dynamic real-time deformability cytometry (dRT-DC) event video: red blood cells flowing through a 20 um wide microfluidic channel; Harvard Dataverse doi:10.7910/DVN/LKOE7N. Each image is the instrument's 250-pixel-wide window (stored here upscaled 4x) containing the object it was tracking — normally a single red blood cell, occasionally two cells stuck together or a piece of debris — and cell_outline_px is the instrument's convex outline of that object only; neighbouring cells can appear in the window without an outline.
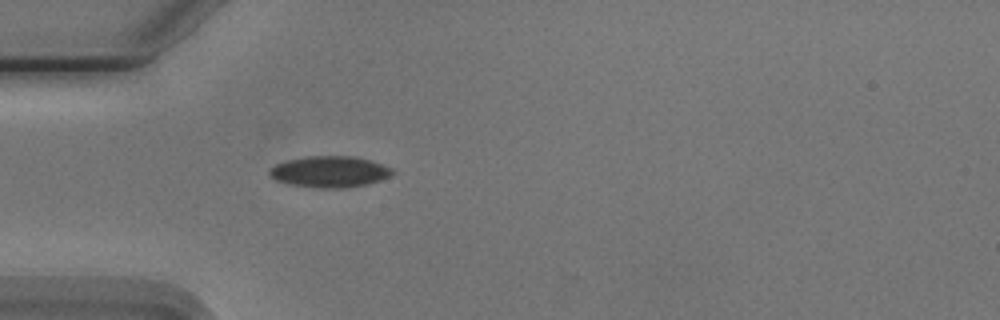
{"species": "Egyptian fruit bat (a non-hibernating species)", "species_latin": "Rousettus aegyptiacus", "temperature_condition": "cold", "stored_images_in_passage": 39, "camera_frame_rate_fps": 3000, "um_per_image_px": 0.085, "animal": {"sex": "male"}, "frame": {"image": 1, "passage_image": 1, "time_ms": 0.0, "image_size_px": [1000, 320], "cell_outline_px": [[396, 172], [380, 180], [368, 184], [348, 188], [320, 188], [288, 184], [276, 180], [268, 172], [276, 164], [288, 160], [308, 156], [352, 156], [368, 160], [392, 168]], "centroid_in_image_um": [28.03, 14.61], "position_along_channel_um": 57.0, "area_um2": 22.2}}
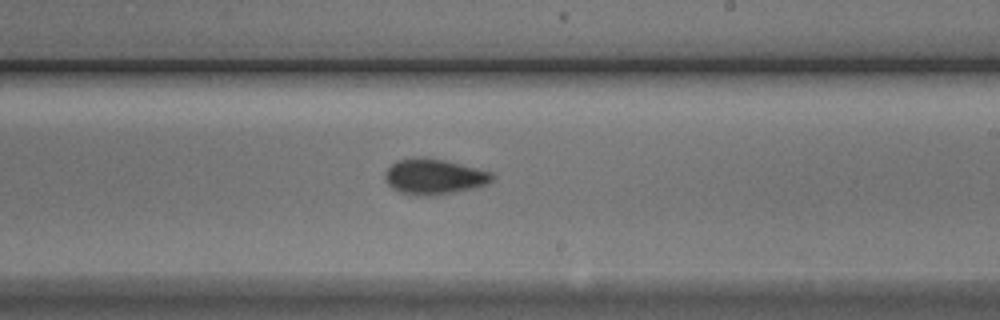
{"frame": {"image": 2, "passage_image": 17, "time_ms": 5.333, "image_size_px": [1000, 320], "cell_outline_px": [[496, 176], [488, 184], [476, 188], [456, 192], [432, 196], [416, 196], [400, 192], [392, 188], [384, 180], [384, 176], [388, 168], [396, 160], [412, 156], [424, 156], [444, 160], [492, 172]], "centroid_in_image_um": [36.89, 15.01], "position_along_channel_um": 252.1, "area_um2": 22.66}}
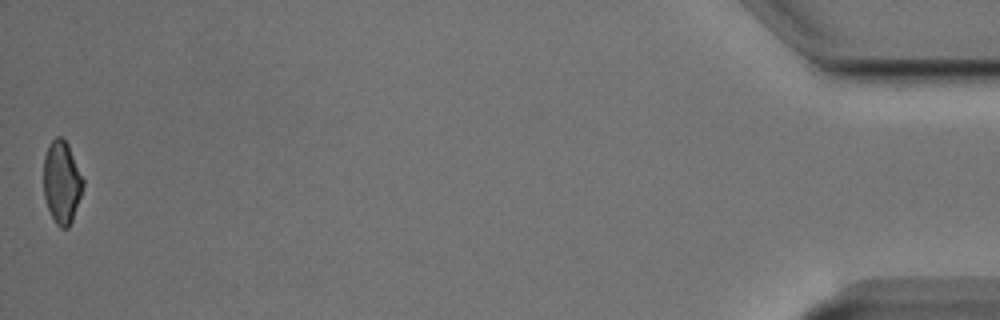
{"frame": {"image": 3, "passage_image": 39, "time_ms": 12.667, "image_size_px": [1000, 320], "cell_outline_px": [[84, 184], [72, 220], [68, 228], [60, 228], [56, 224], [48, 208], [44, 196], [44, 156], [48, 144], [56, 136], [60, 136], [68, 144], [84, 180]], "centroid_in_image_um": [5.24, 15.47], "position_along_channel_um": 430.0, "area_um2": 18.84}, "authors_computed_cell_mechanics": {"area_um2": 20.5768, "velocity_mm_per_s": 3.7533, "shape_relaxation_time_tau1_ms": 3.1216, "shape_relaxation_time_tau2_ms": 2.7712, "deformation_change_tau1": 0.1025, "deformation_change_tau2": 0.0683}}